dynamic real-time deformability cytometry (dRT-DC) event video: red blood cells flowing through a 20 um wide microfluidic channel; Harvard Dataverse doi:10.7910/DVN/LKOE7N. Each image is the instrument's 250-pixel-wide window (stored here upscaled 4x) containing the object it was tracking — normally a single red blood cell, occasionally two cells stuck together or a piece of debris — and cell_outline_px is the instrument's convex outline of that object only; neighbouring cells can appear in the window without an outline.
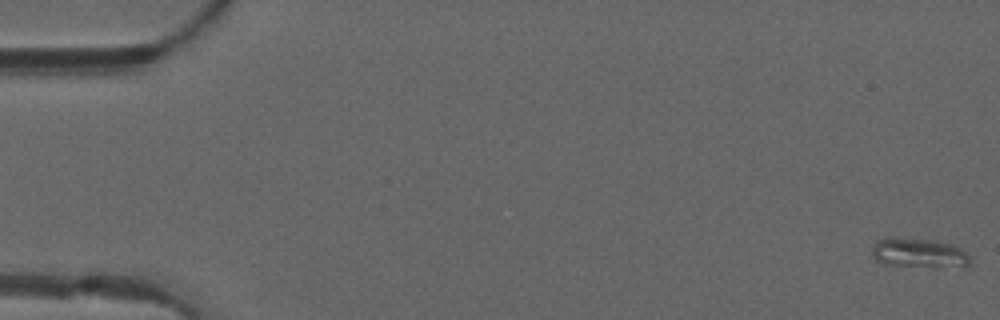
{"species": "common noctule bat (a hibernating species)", "species_latin": "Nyctalus noctula", "temperature_condition": "warm", "stored_images_in_passage": 50, "camera_frame_rate_fps": 3000, "um_per_image_px": 0.085, "animal": {"sex": "male", "forearm_length_mm": 52.5}, "frame": {"image": 1, "passage_image": 1, "time_ms": 0.0, "image_size_px": [1000, 320], "cell_outline_px": [[972, 264], [968, 268], [932, 268], [884, 264], [876, 260], [872, 256], [872, 248], [876, 240], [884, 236], [892, 236], [936, 240], [952, 244], [960, 248], [968, 256]], "centroid_in_image_um": [78.13, 21.52], "position_along_channel_um": 6.9, "area_um2": 17.86}}
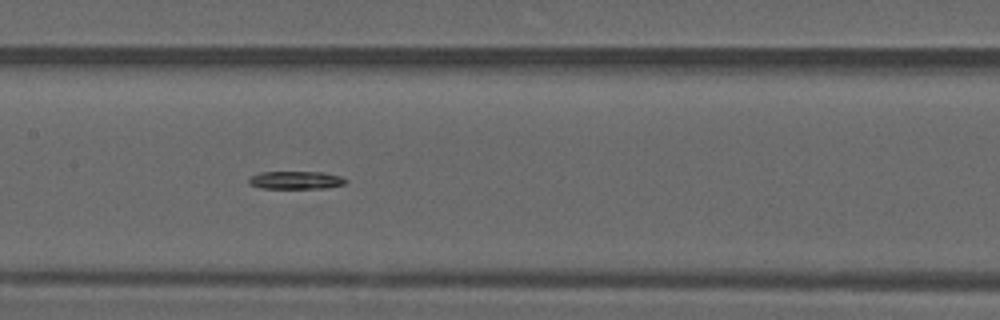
{"frame": {"image": 2, "passage_image": 25, "time_ms": 8.0, "image_size_px": [1000, 320], "cell_outline_px": [[348, 180], [344, 184], [324, 188], [260, 188], [248, 184], [248, 180], [252, 176], [260, 172], [324, 172], [344, 176]], "centroid_in_image_um": [25.18, 15.3], "position_along_channel_um": 182.2, "area_um2": 10.17}}
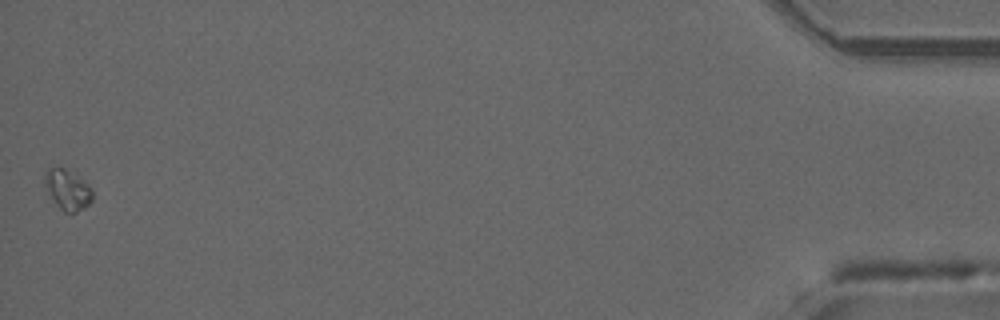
{"frame": {"image": 3, "passage_image": 50, "time_ms": 16.333, "image_size_px": [1000, 320], "cell_outline_px": [[92, 200], [88, 204], [76, 212], [64, 212], [52, 200], [44, 184], [44, 172], [48, 168], [64, 168], [88, 184], [92, 192]], "centroid_in_image_um": [5.7, 16.13], "position_along_channel_um": 429.5, "area_um2": 10.92}, "authors_computed_cell_mechanics": {"area_um2": 10.5774, "velocity_mm_per_s": 4.1265, "shape_relaxation_time_tau1_ms": 3.7471, "shape_relaxation_time_tau2_ms": null, "deformation_change_tau1": 0.0947, "deformation_change_tau2": null}}